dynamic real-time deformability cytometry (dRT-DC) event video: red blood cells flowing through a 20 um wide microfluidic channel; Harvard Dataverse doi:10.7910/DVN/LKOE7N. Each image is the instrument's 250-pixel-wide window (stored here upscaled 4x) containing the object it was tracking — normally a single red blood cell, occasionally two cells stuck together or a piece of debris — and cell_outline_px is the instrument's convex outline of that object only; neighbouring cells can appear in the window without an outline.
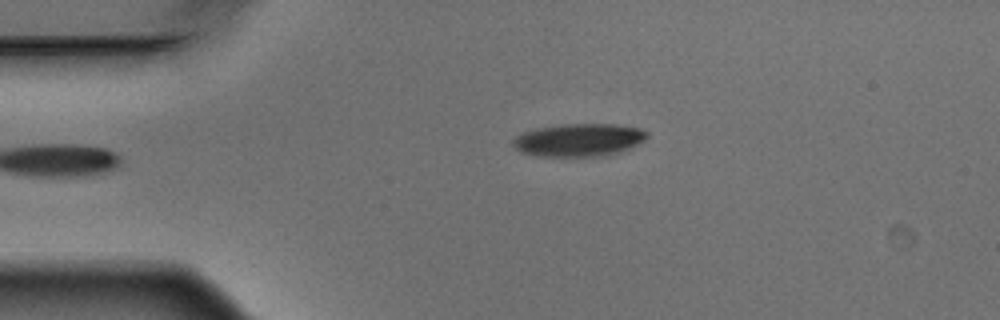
{"species": "Egyptian fruit bat (a non-hibernating species)", "species_latin": "Rousettus aegyptiacus", "temperature_condition": "warm", "stored_images_in_passage": 5, "camera_frame_rate_fps": 3000, "um_per_image_px": 0.085, "animal": {"sex": "male"}, "frame": {"image": 1, "passage_image": 5, "time_ms": 1.333, "image_size_px": [1000, 320], "cell_outline_px": [[648, 136], [644, 140], [624, 152], [604, 156], [536, 156], [520, 152], [512, 144], [512, 140], [516, 136], [524, 132], [536, 128], [564, 124], [616, 124], [640, 128], [648, 132]], "centroid_in_image_um": [49.23, 11.9], "position_along_channel_um": 35.8, "area_um2": 25.89}}